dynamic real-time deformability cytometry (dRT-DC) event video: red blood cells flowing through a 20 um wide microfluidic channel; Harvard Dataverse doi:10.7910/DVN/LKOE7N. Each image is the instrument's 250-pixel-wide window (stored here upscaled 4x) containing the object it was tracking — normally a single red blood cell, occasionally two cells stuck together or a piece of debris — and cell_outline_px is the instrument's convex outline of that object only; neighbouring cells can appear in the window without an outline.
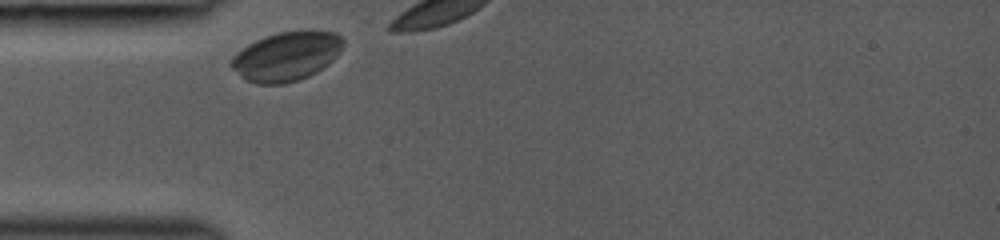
{"species": "common noctule bat (a hibernating species)", "species_latin": "Nyctalus noctula", "temperature_condition": "room temperature", "stored_images_in_passage": 13, "camera_frame_rate_fps": 3000, "um_per_image_px": 0.085, "animal": {"sex": "female", "body_mass_g": 19.0, "forearm_length_mm": 53.3}, "frame": {"image": 1, "passage_image": 1, "time_ms": 0.0, "image_size_px": [1000, 240], "cell_outline_px": [[344, 44], [340, 52], [328, 64], [316, 72], [308, 76], [284, 84], [256, 84], [244, 80], [228, 64], [232, 56], [236, 52], [248, 44], [256, 40], [276, 32], [304, 28], [312, 28], [332, 32], [340, 36], [344, 40]], "centroid_in_image_um": [24.34, 4.75], "position_along_channel_um": 60.7, "area_um2": 32.71}}
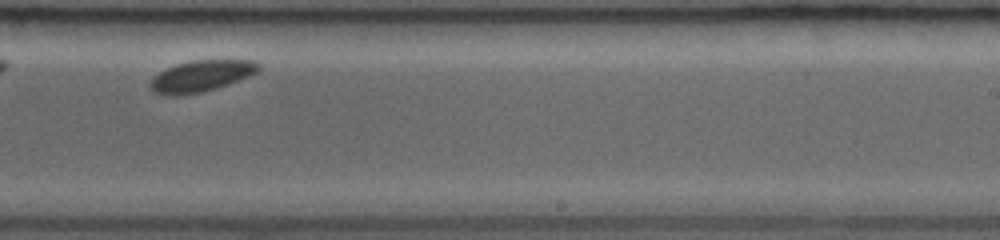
{"frame": {"image": 2, "passage_image": 7, "time_ms": 6.0, "image_size_px": [1000, 240], "cell_outline_px": [[260, 68], [256, 72], [248, 76], [216, 88], [200, 92], [176, 96], [164, 96], [152, 92], [148, 84], [160, 72], [176, 64], [192, 60], [252, 60], [260, 64]], "centroid_in_image_um": [17.06, 6.47], "position_along_channel_um": 271.9, "area_um2": 19.59}}
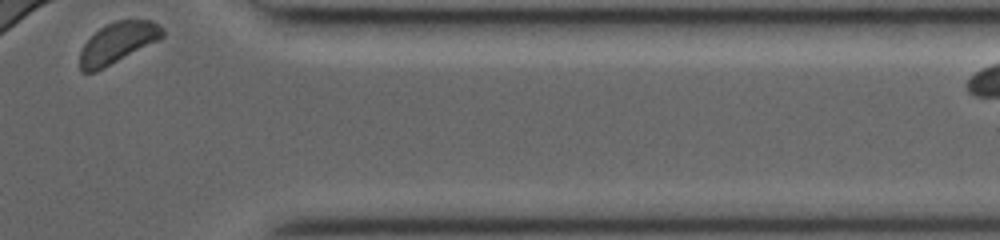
{"frame": {"image": 3, "passage_image": 13, "time_ms": 9.333, "image_size_px": [1000, 240], "cell_outline_px": [[164, 36], [160, 40], [96, 72], [80, 72], [80, 52], [84, 44], [100, 28], [116, 20], [152, 20], [160, 24], [164, 28]], "centroid_in_image_um": [10.04, 3.64], "position_along_channel_um": 401.4, "area_um2": 19.77}}